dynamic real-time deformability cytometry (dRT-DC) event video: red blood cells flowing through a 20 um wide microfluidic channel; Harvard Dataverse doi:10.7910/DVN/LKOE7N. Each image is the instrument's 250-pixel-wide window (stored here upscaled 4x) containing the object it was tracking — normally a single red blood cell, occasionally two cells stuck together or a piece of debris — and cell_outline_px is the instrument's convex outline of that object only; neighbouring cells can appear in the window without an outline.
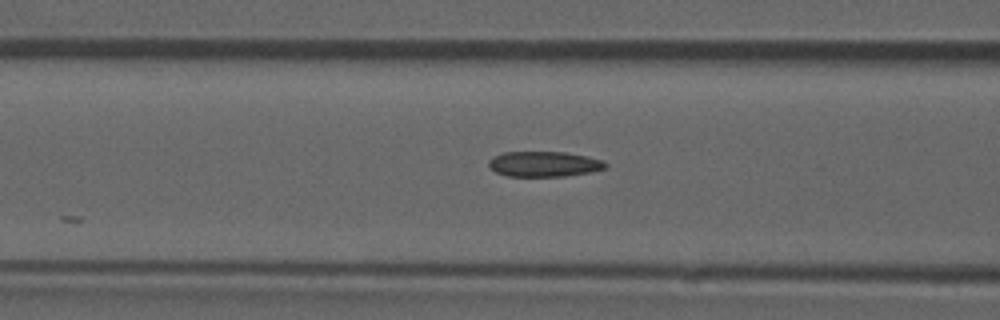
{"species": "common noctule bat (a hibernating species)", "species_latin": "Nyctalus noctula", "temperature_condition": "room temperature", "stored_images_in_passage": 29, "camera_frame_rate_fps": 3000, "um_per_image_px": 0.085, "animal": {"sex": "male", "forearm_length_mm": 52.5}, "frame": {"image": 1, "passage_image": 21, "time_ms": 6.667, "image_size_px": [1000, 320], "cell_outline_px": [[608, 164], [604, 168], [588, 172], [564, 176], [508, 176], [496, 172], [488, 164], [488, 160], [492, 156], [504, 152], [564, 152], [588, 156], [604, 160]], "centroid_in_image_um": [46.23, 13.93], "position_along_channel_um": 120.4, "area_um2": 17.17}}